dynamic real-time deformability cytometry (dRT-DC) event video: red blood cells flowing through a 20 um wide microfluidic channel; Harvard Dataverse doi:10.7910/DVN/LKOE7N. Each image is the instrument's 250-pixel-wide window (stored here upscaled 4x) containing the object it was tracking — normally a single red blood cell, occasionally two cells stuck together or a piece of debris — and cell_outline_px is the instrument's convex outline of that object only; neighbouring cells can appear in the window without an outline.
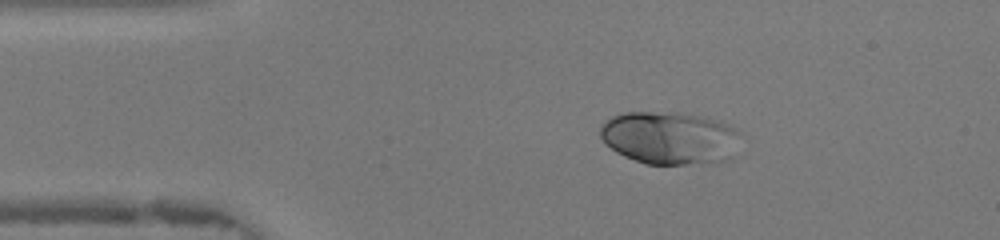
{"species": "human", "species_latin": "Homo sapiens", "temperature_condition": "warm", "stored_images_in_passage": 46, "camera_frame_rate_fps": 3000, "um_per_image_px": 0.085, "donor": {"sex": "female"}, "frame": {"image": 1, "passage_image": 8, "time_ms": 2.333, "image_size_px": [1000, 240], "cell_outline_px": [[740, 132], [732, 156], [728, 160], [684, 164], [644, 164], [624, 156], [616, 152], [604, 144], [600, 136], [600, 124], [604, 120], [620, 112], [684, 112], [704, 116], [720, 120]], "centroid_in_image_um": [56.86, 11.69], "position_along_channel_um": 28.1, "area_um2": 43.64}}
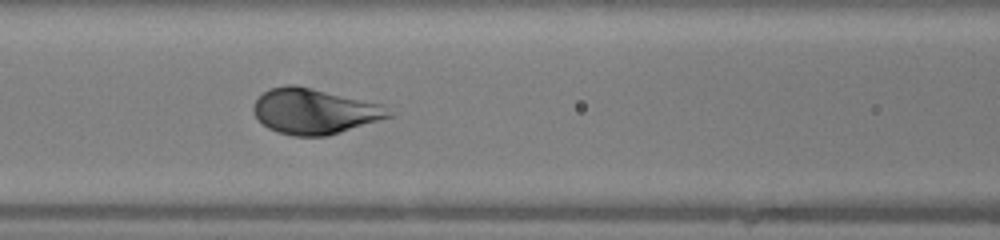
{"frame": {"image": 2, "passage_image": 19, "time_ms": 6.0, "image_size_px": [1000, 240], "cell_outline_px": [[400, 112], [392, 116], [328, 136], [292, 136], [276, 132], [268, 128], [252, 112], [252, 108], [256, 100], [268, 88], [284, 84], [296, 84], [384, 104]], "centroid_in_image_um": [26.78, 9.44], "position_along_channel_um": 139.8, "area_um2": 36.47}}
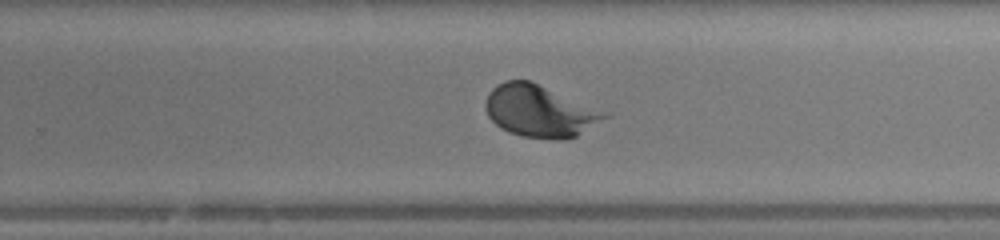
{"frame": {"image": 3, "passage_image": 29, "time_ms": 9.333, "image_size_px": [1000, 240], "cell_outline_px": [[612, 116], [576, 136], [560, 140], [556, 140], [520, 136], [508, 132], [500, 128], [488, 116], [484, 108], [484, 104], [488, 92], [492, 88], [504, 80], [528, 80], [612, 112]], "centroid_in_image_um": [45.93, 9.44], "position_along_channel_um": 283.9, "area_um2": 36.76}}